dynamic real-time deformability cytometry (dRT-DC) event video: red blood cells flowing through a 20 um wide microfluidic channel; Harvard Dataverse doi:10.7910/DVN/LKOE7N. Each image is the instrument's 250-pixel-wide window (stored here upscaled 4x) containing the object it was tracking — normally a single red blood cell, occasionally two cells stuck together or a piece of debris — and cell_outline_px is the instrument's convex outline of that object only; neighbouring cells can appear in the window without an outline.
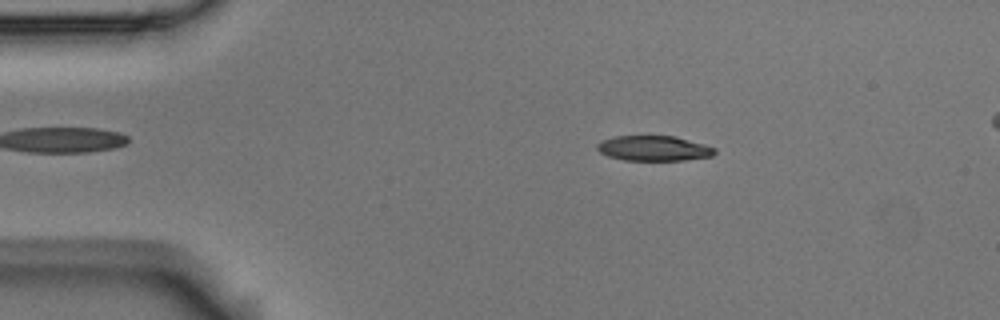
{"species": "Egyptian fruit bat (a non-hibernating species)", "species_latin": "Rousettus aegyptiacus", "temperature_condition": "room temperature", "stored_images_in_passage": 55, "camera_frame_rate_fps": 3000, "um_per_image_px": 0.085, "animal": {"sex": "male"}, "frame": {"image": 1, "passage_image": 9, "time_ms": 2.667, "image_size_px": [1000, 320], "cell_outline_px": [[716, 152], [712, 156], [684, 160], [624, 160], [608, 156], [600, 152], [596, 148], [596, 144], [600, 140], [616, 136], [676, 136], [704, 144], [716, 148]], "centroid_in_image_um": [55.56, 12.6], "position_along_channel_um": 29.4, "area_um2": 17.28}}
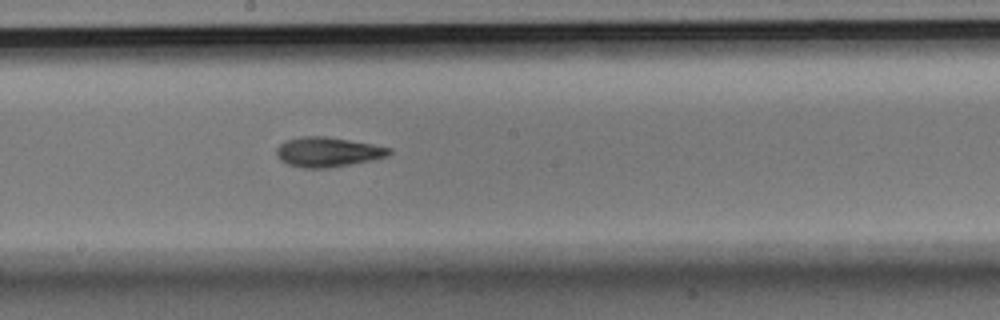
{"frame": {"image": 2, "passage_image": 29, "time_ms": 9.333, "image_size_px": [1000, 320], "cell_outline_px": [[392, 152], [388, 156], [372, 160], [328, 168], [300, 168], [288, 164], [280, 160], [276, 156], [276, 148], [284, 140], [304, 136], [324, 136], [372, 144], [392, 148]], "centroid_in_image_um": [27.83, 12.92], "position_along_channel_um": 220.4, "area_um2": 19.59}}
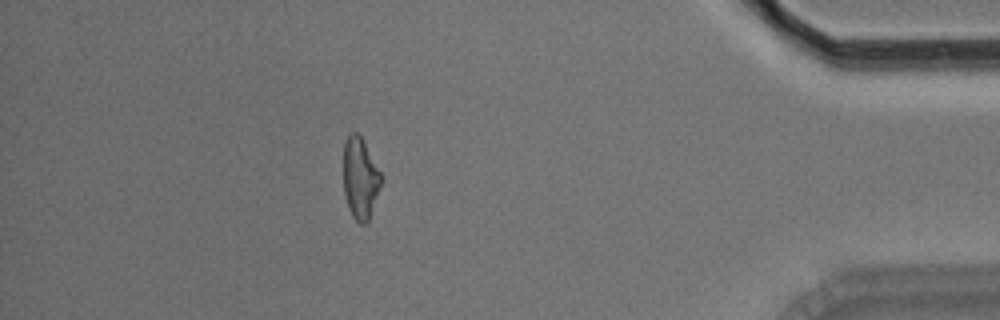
{"frame": {"image": 3, "passage_image": 48, "time_ms": 15.667, "image_size_px": [1000, 320], "cell_outline_px": [[380, 184], [368, 220], [364, 224], [360, 224], [352, 216], [344, 192], [344, 144], [348, 132], [356, 132], [360, 136], [380, 172]], "centroid_in_image_um": [30.58, 15.12], "position_along_channel_um": 404.6, "area_um2": 17.17}}